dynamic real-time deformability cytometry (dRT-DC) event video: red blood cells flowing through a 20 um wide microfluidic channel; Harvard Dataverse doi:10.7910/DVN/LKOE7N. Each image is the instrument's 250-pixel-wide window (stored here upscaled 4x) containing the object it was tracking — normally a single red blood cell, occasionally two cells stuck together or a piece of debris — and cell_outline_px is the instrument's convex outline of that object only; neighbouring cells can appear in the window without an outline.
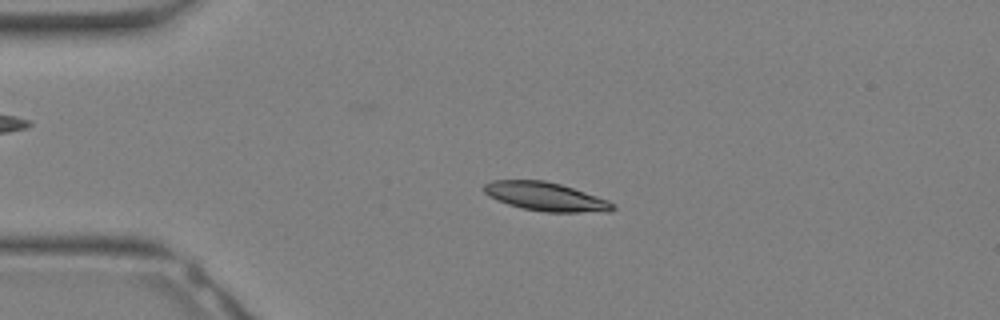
{"species": "Egyptian fruit bat (a non-hibernating species)", "species_latin": "Rousettus aegyptiacus", "temperature_condition": "warm", "stored_images_in_passage": 32, "camera_frame_rate_fps": 3000, "um_per_image_px": 0.085, "animal": {"sex": "female"}, "frame": {"image": 1, "passage_image": 7, "time_ms": 2.0, "image_size_px": [1000, 320], "cell_outline_px": [[616, 208], [608, 212], [544, 212], [524, 208], [508, 204], [496, 200], [488, 196], [484, 192], [484, 184], [492, 180], [544, 180], [560, 184], [608, 200], [616, 204]], "centroid_in_image_um": [46.39, 16.72], "position_along_channel_um": 38.6, "area_um2": 21.44}}
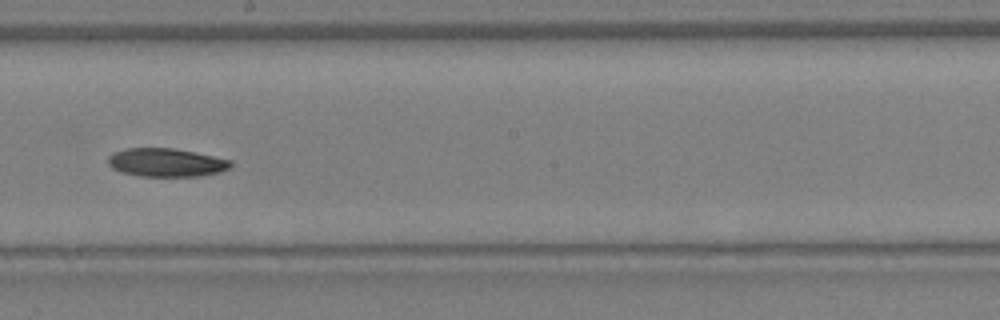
{"frame": {"image": 2, "passage_image": 18, "time_ms": 5.667, "image_size_px": [1000, 320], "cell_outline_px": [[232, 168], [220, 172], [200, 176], [140, 176], [120, 172], [112, 168], [108, 164], [108, 156], [112, 152], [128, 148], [172, 148], [232, 160]], "centroid_in_image_um": [14.12, 13.82], "position_along_channel_um": 234.1, "area_um2": 20.35}}
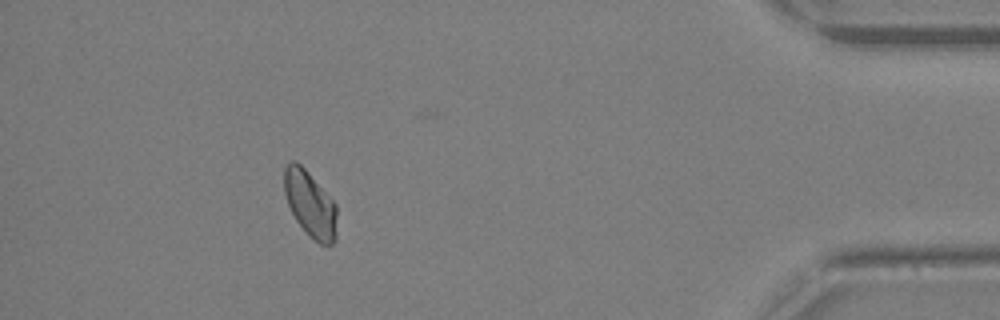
{"frame": {"image": 3, "passage_image": 29, "time_ms": 9.333, "image_size_px": [1000, 320], "cell_outline_px": [[336, 240], [332, 244], [320, 244], [296, 220], [288, 204], [284, 192], [284, 168], [292, 160], [296, 160], [308, 172], [336, 204]], "centroid_in_image_um": [26.36, 17.31], "position_along_channel_um": 408.8, "area_um2": 19.83}}